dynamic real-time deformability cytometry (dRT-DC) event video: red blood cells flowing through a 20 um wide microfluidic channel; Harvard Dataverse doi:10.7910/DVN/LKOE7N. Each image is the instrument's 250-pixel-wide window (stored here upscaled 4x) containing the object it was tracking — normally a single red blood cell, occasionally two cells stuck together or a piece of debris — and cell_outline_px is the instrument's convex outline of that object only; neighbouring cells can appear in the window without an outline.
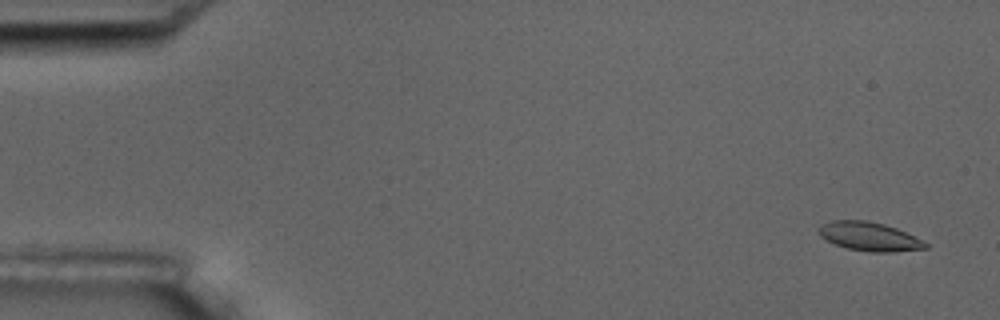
{"species": "common noctule bat (a hibernating species)", "species_latin": "Nyctalus noctula", "temperature_condition": "room temperature", "stored_images_in_passage": 5, "camera_frame_rate_fps": 3000, "um_per_image_px": 0.085, "animal": {"sex": "male", "body_mass_g": 17.5, "forearm_length_mm": 52.3}, "frame": {"image": 1, "passage_image": 1, "time_ms": 0.0, "image_size_px": [1000, 320], "cell_outline_px": [[928, 248], [896, 252], [868, 252], [848, 248], [836, 244], [820, 236], [820, 228], [824, 224], [832, 220], [868, 220], [884, 224], [896, 228], [928, 244]], "centroid_in_image_um": [73.91, 20.11], "position_along_channel_um": 11.1, "area_um2": 17.57}}
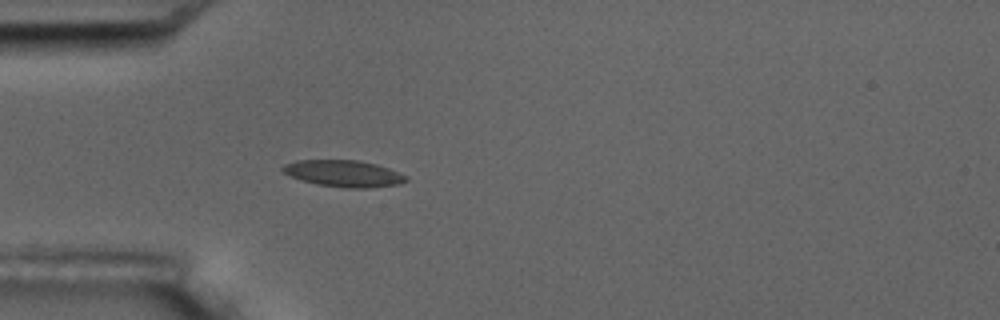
{"frame": {"image": 2, "passage_image": 5, "time_ms": 4.667, "image_size_px": [1000, 320], "cell_outline_px": [[408, 180], [400, 184], [364, 188], [348, 188], [316, 184], [300, 180], [284, 172], [280, 168], [284, 164], [296, 160], [360, 160], [376, 164], [388, 168], [408, 176]], "centroid_in_image_um": [29.21, 14.74], "position_along_channel_um": 55.8, "area_um2": 19.13}}